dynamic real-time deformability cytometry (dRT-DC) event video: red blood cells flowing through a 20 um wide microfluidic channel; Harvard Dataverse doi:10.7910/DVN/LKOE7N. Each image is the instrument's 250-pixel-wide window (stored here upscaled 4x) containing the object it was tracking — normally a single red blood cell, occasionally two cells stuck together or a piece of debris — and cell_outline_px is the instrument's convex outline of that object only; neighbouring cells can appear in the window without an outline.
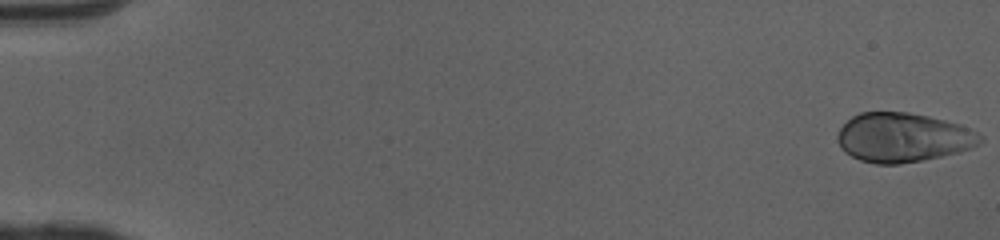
{"species": "human", "species_latin": "Homo sapiens", "temperature_condition": "cold", "stored_images_in_passage": 50, "camera_frame_rate_fps": 3000, "um_per_image_px": 0.085, "donor": {"sex": "female"}, "frame": {"image": 1, "passage_image": 1, "time_ms": 0.0, "image_size_px": [1000, 240], "cell_outline_px": [[984, 140], [980, 144], [972, 148], [960, 152], [900, 164], [876, 164], [860, 160], [844, 152], [840, 148], [836, 136], [840, 128], [852, 116], [860, 112], [908, 112], [928, 116], [960, 124], [984, 136]], "centroid_in_image_um": [76.76, 11.69], "position_along_channel_um": 8.2, "area_um2": 41.1}}
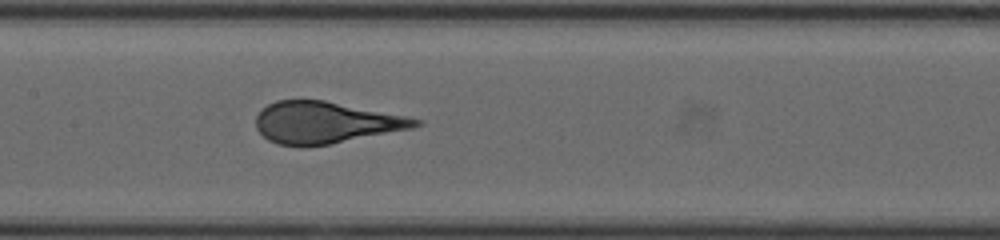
{"frame": {"image": 2, "passage_image": 26, "time_ms": 8.333, "image_size_px": [1000, 240], "cell_outline_px": [[424, 124], [412, 128], [328, 144], [300, 148], [280, 144], [268, 140], [256, 128], [256, 116], [268, 104], [276, 100], [324, 100], [424, 120]], "centroid_in_image_um": [27.64, 10.42], "position_along_channel_um": 179.8, "area_um2": 38.44}}
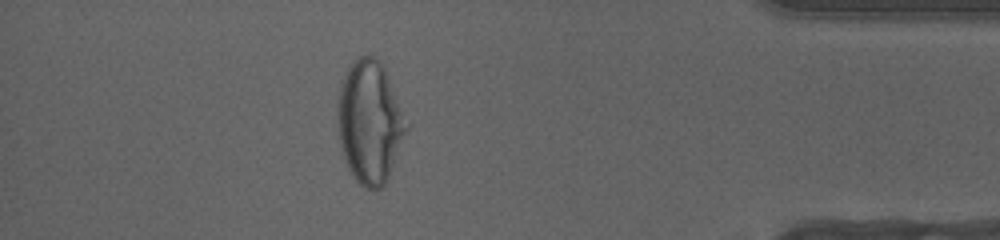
{"frame": {"image": 3, "passage_image": 45, "time_ms": 14.667, "image_size_px": [1000, 240], "cell_outline_px": [[412, 124], [388, 180], [380, 188], [364, 188], [356, 180], [348, 168], [340, 148], [336, 104], [336, 100], [340, 84], [352, 60], [368, 52], [380, 60]], "centroid_in_image_um": [31.47, 10.35], "position_along_channel_um": 403.7, "area_um2": 50.69}}